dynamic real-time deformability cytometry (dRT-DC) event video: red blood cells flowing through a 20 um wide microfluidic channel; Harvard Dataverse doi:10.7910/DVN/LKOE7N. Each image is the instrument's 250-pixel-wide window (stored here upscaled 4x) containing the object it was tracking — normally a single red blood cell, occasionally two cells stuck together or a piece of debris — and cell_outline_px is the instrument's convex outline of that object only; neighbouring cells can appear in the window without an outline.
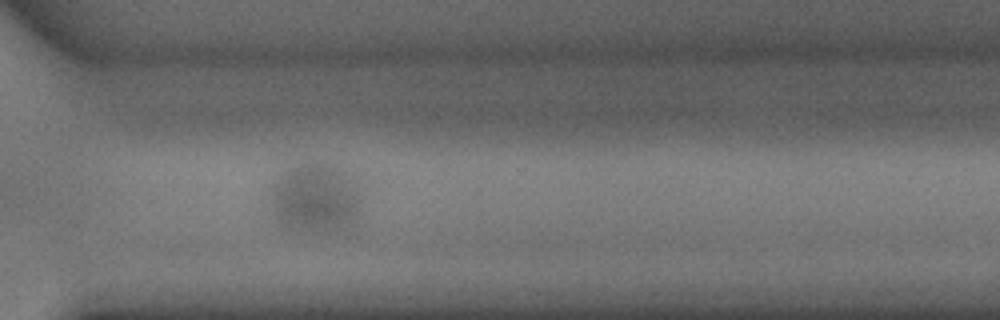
{"species": "common noctule bat (a hibernating species)", "species_latin": "Nyctalus noctula", "temperature_condition": "warm", "stored_images_in_passage": 35, "camera_frame_rate_fps": 3000, "um_per_image_px": 0.085, "animal": {"sex": "male", "body_mass_g": 15.6}, "frame": {"image": 1, "passage_image": 25, "time_ms": 8.0, "image_size_px": [1000, 320], "cell_outline_px": [[356, 224], [352, 232], [348, 236], [344, 236], [280, 232], [272, 224], [268, 216], [272, 192], [276, 184], [288, 172], [304, 164], [316, 164], [332, 172], [336, 176], [356, 208]], "centroid_in_image_um": [26.51, 17.3], "position_along_channel_um": 344.1, "area_um2": 35.32}}
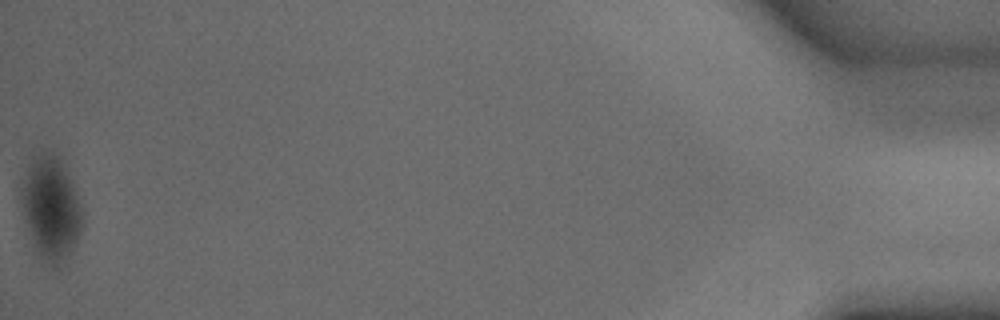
{"frame": {"image": 2, "passage_image": 35, "time_ms": 11.333, "image_size_px": [1000, 320], "cell_outline_px": [[80, 232], [72, 252], [60, 272], [52, 268], [36, 252], [24, 220], [20, 200], [20, 188], [32, 156], [40, 148], [52, 152], [60, 160], [72, 188], [80, 208]], "centroid_in_image_um": [4.26, 17.77], "position_along_channel_um": 430.9, "area_um2": 36.65}}